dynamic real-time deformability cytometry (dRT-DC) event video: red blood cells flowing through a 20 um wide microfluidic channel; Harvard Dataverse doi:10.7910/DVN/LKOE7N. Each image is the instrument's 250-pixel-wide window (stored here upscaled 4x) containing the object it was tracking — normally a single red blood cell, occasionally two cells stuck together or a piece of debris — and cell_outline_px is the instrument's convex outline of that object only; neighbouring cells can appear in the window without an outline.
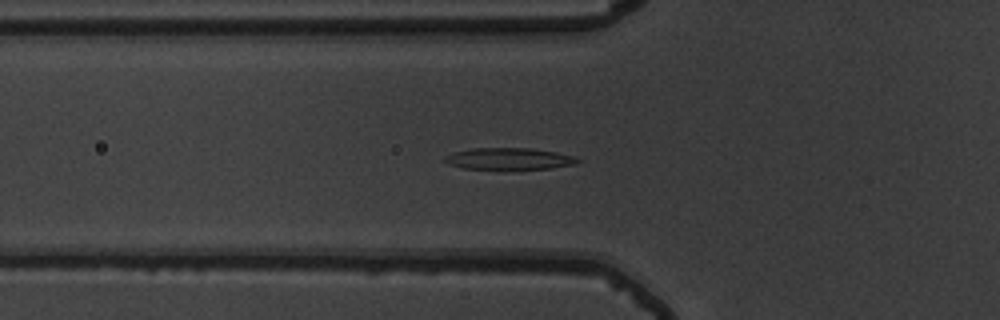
{"species": "common noctule bat (a hibernating species)", "species_latin": "Nyctalus noctula", "temperature_condition": "warm", "stored_images_in_passage": 43, "camera_frame_rate_fps": 3000, "um_per_image_px": 0.085, "animal": {"sex": "male", "body_mass_g": 19.5, "forearm_length_mm": 54.6}, "frame": {"image": 1, "passage_image": 9, "time_ms": 2.667, "image_size_px": [1000, 320], "cell_outline_px": [[580, 160], [572, 164], [552, 168], [500, 172], [464, 168], [448, 164], [444, 160], [444, 156], [452, 152], [472, 148], [532, 148], [556, 152], [576, 156]], "centroid_in_image_um": [43.22, 13.53], "position_along_channel_um": 82.6, "area_um2": 17.74}}
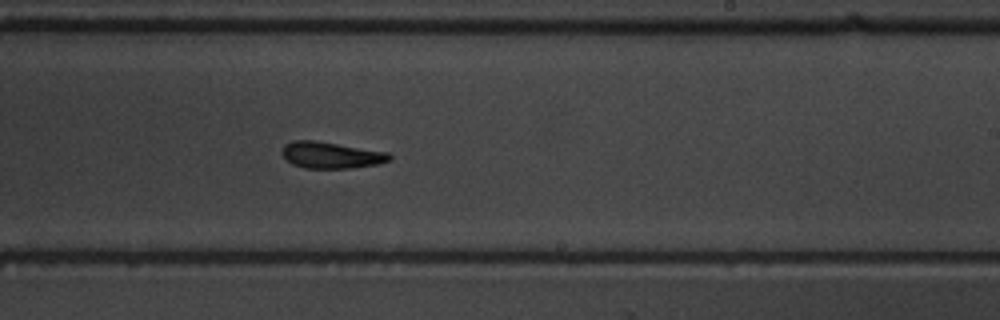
{"frame": {"image": 2, "passage_image": 23, "time_ms": 7.333, "image_size_px": [1000, 320], "cell_outline_px": [[392, 160], [376, 164], [352, 168], [304, 168], [292, 164], [280, 152], [284, 144], [292, 140], [316, 140], [388, 152], [392, 156]], "centroid_in_image_um": [28.13, 13.17], "position_along_channel_um": 260.9, "area_um2": 16.7}}
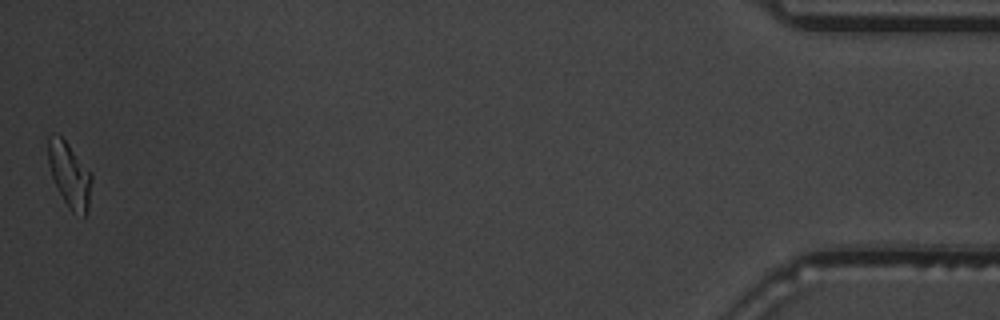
{"frame": {"image": 3, "passage_image": 43, "time_ms": 14.0, "image_size_px": [1000, 320], "cell_outline_px": [[92, 180], [88, 208], [84, 216], [72, 212], [68, 208], [52, 176], [48, 164], [48, 136], [56, 132], [68, 144], [92, 172]], "centroid_in_image_um": [5.92, 14.84], "position_along_channel_um": 429.3, "area_um2": 16.36}, "authors_computed_cell_mechanics": {"area_um2": 16.5886, "velocity_mm_per_s": 3.825, "shape_relaxation_time_tau1_ms": 5.1062, "shape_relaxation_time_tau2_ms": 4.0529, "deformation_change_tau1": 0.1813, "deformation_change_tau2": 0.1184}}